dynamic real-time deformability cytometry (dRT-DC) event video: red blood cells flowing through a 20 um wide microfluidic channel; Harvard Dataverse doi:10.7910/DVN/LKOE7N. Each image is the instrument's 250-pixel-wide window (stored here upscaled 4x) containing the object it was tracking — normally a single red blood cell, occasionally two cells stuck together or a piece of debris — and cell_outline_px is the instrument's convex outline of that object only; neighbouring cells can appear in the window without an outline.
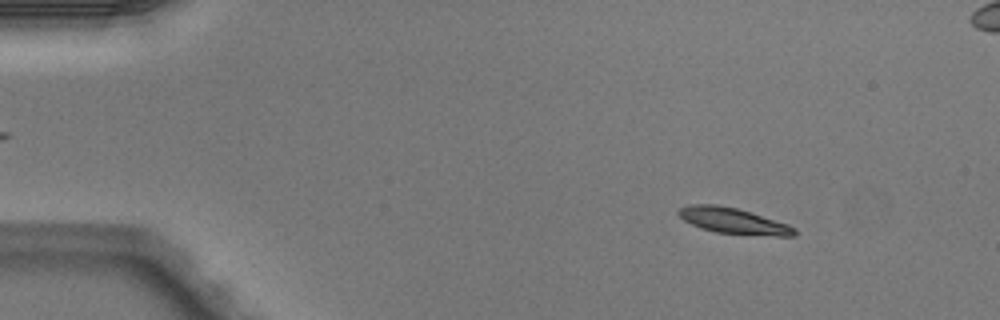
{"species": "Egyptian fruit bat (a non-hibernating species)", "species_latin": "Rousettus aegyptiacus", "temperature_condition": "warm", "stored_images_in_passage": 52, "segment_of_instrument_passage": [1, 2], "camera_frame_rate_fps": 3000, "um_per_image_px": 0.085, "animal": {"sex": "male"}, "frame": {"image": 1, "passage_image": 7, "time_ms": 2.0, "image_size_px": [1000, 320], "cell_outline_px": [[796, 236], [776, 236], [716, 232], [700, 228], [684, 220], [676, 212], [680, 208], [692, 204], [716, 204], [736, 208], [788, 224], [796, 228]], "centroid_in_image_um": [62.33, 18.77], "position_along_channel_um": 22.7, "area_um2": 17.22}}
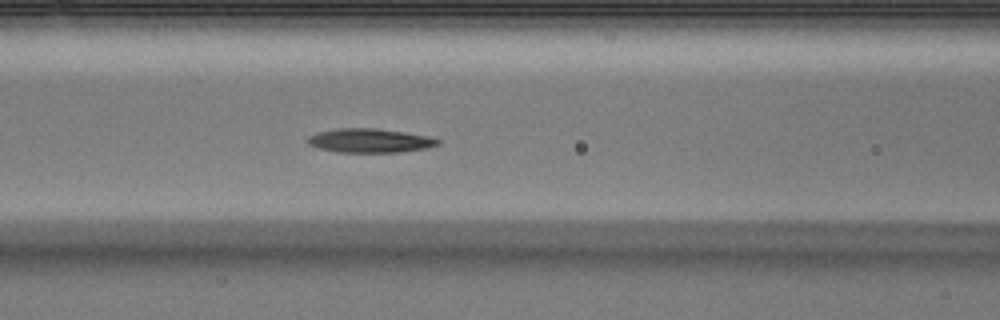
{"frame": {"image": 2, "passage_image": 22, "time_ms": 7.0, "image_size_px": [1000, 320], "cell_outline_px": [[440, 144], [428, 148], [400, 152], [336, 152], [320, 148], [308, 144], [308, 136], [320, 132], [340, 128], [376, 128], [404, 132], [428, 136], [440, 140]], "centroid_in_image_um": [31.47, 11.95], "position_along_channel_um": 135.1, "area_um2": 18.09}}
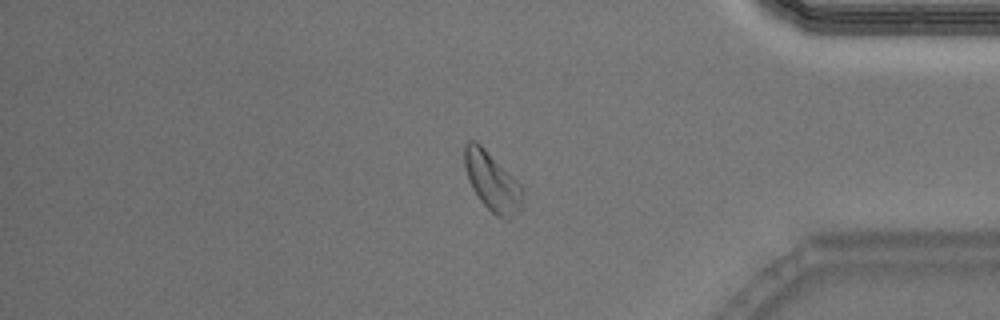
{"frame": {"image": 3, "passage_image": 43, "time_ms": 14.0, "image_size_px": [1000, 320], "cell_outline_px": [[524, 188], [520, 208], [508, 220], [504, 220], [496, 216], [480, 200], [472, 188], [468, 180], [464, 164], [464, 144], [468, 140], [476, 140]], "centroid_in_image_um": [41.81, 15.43], "position_along_channel_um": 393.4, "area_um2": 19.71}}